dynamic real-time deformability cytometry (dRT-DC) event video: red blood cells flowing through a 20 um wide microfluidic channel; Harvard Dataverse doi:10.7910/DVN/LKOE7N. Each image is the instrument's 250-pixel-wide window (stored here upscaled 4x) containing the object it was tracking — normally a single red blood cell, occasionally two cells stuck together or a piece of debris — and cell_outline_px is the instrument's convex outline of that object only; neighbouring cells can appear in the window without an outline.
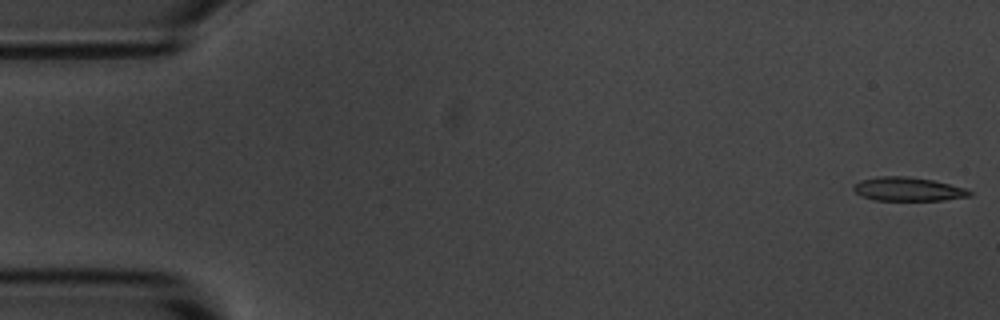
{"species": "common noctule bat (a hibernating species)", "species_latin": "Nyctalus noctula", "temperature_condition": "room temperature", "stored_images_in_passage": 55, "camera_frame_rate_fps": 3000, "um_per_image_px": 0.085, "animal": {"sex": "male", "body_mass_g": 20.1, "forearm_length_mm": 53.5}, "frame": {"image": 1, "passage_image": 1, "time_ms": 0.0, "image_size_px": [1000, 320], "cell_outline_px": [[972, 196], [944, 200], [872, 200], [860, 196], [852, 188], [852, 184], [860, 180], [880, 176], [908, 176], [932, 180], [964, 188], [972, 192]], "centroid_in_image_um": [77.13, 16.08], "position_along_channel_um": 7.9, "area_um2": 16.13}}
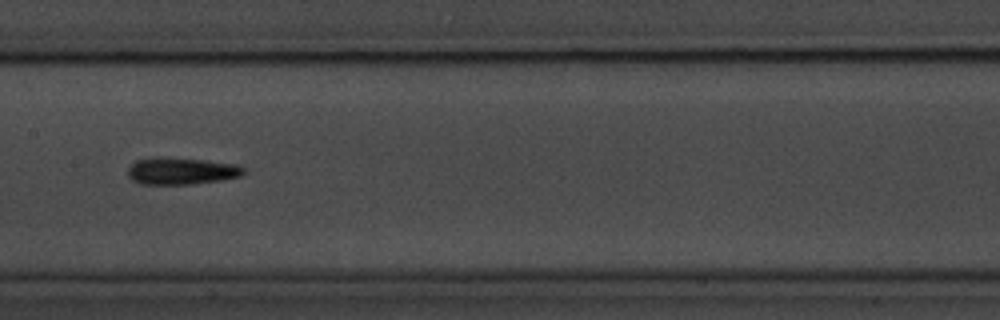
{"frame": {"image": 2, "passage_image": 27, "time_ms": 8.667, "image_size_px": [1000, 320], "cell_outline_px": [[244, 172], [240, 176], [220, 180], [188, 184], [140, 184], [132, 180], [128, 176], [128, 168], [136, 160], [156, 156], [204, 160], [236, 164], [244, 168]], "centroid_in_image_um": [15.36, 14.52], "position_along_channel_um": 192.0, "area_um2": 18.15}}
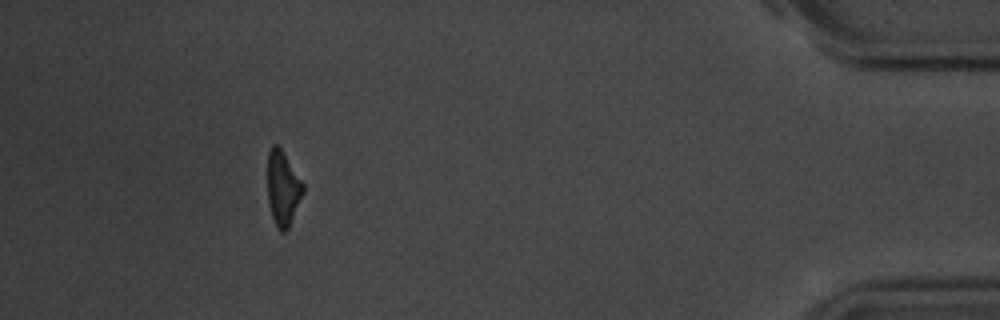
{"frame": {"image": 3, "passage_image": 50, "time_ms": 16.333, "image_size_px": [1000, 320], "cell_outline_px": [[304, 192], [288, 228], [284, 232], [280, 232], [272, 216], [268, 204], [268, 152], [272, 144], [276, 144], [280, 148], [304, 184]], "centroid_in_image_um": [24.04, 16.01], "position_along_channel_um": 411.2, "area_um2": 15.2}, "authors_computed_cell_mechanics": {"area_um2": 16.762, "velocity_mm_per_s": 3.6539, "shape_relaxation_time_tau1_ms": 6.658, "shape_relaxation_time_tau2_ms": 1.93, "deformation_change_tau1": 0.2152, "deformation_change_tau2": 0.1244}}